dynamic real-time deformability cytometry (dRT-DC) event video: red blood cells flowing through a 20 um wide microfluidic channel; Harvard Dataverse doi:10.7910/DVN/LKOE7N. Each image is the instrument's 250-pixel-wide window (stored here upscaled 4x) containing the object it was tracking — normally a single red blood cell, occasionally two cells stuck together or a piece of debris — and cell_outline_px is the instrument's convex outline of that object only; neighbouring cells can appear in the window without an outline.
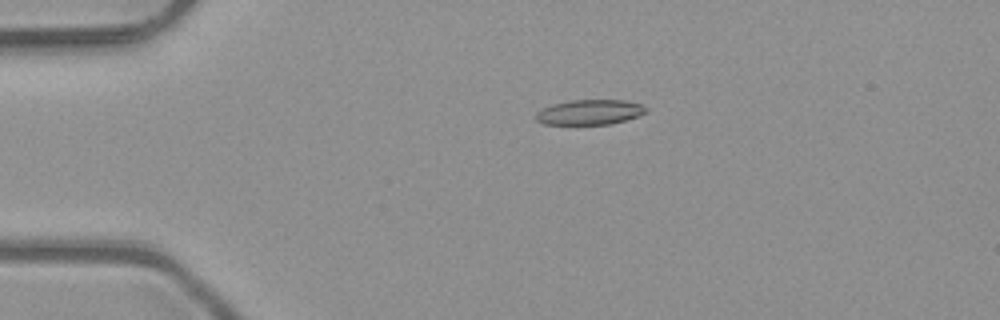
{"species": "common noctule bat (a hibernating species)", "species_latin": "Nyctalus noctula", "temperature_condition": "room temperature", "stored_images_in_passage": 5, "camera_frame_rate_fps": 3000, "um_per_image_px": 0.085, "animal": {"sex": "male", "body_mass_g": 23.1, "forearm_length_mm": 52.7}, "frame": {"image": 1, "passage_image": 4, "time_ms": 1.0, "image_size_px": [1000, 320], "cell_outline_px": [[644, 112], [640, 116], [612, 124], [544, 124], [536, 120], [536, 112], [552, 104], [572, 100], [624, 100], [640, 104], [644, 108]], "centroid_in_image_um": [50.1, 9.54], "position_along_channel_um": 34.9, "area_um2": 15.9}}
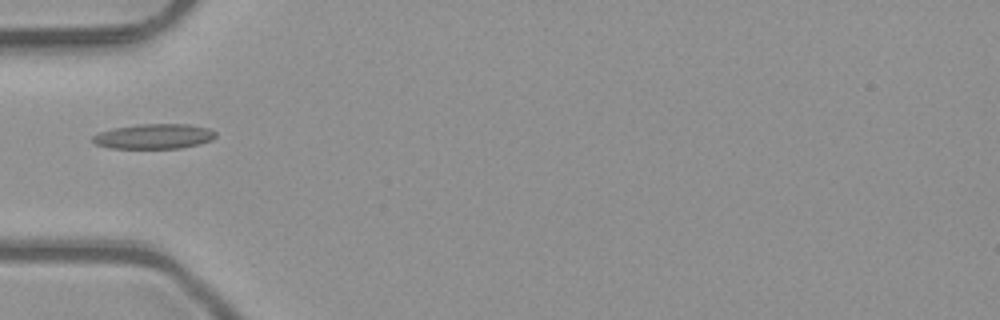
{"frame": {"image": 2, "passage_image": 5, "time_ms": 1.333, "image_size_px": [1000, 320], "cell_outline_px": [[216, 136], [212, 140], [200, 144], [180, 148], [112, 148], [96, 144], [92, 140], [92, 136], [100, 132], [112, 128], [140, 124], [188, 124], [208, 128], [216, 132]], "centroid_in_image_um": [13.11, 11.59], "position_along_channel_um": 71.9, "area_um2": 17.86}}